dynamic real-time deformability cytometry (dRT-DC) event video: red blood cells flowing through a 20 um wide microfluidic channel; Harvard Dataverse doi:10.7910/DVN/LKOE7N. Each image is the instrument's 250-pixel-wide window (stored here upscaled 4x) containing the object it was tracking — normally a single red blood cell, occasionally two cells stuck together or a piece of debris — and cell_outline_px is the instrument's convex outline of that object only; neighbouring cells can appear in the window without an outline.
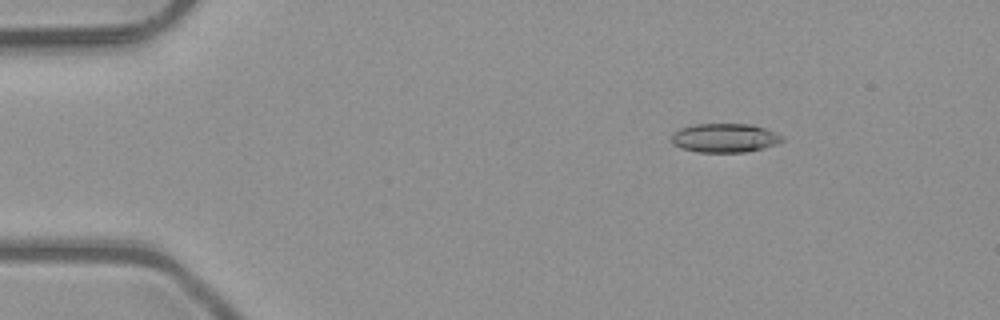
{"species": "common noctule bat (a hibernating species)", "species_latin": "Nyctalus noctula", "temperature_condition": "room temperature", "stored_images_in_passage": 7, "camera_frame_rate_fps": 3000, "um_per_image_px": 0.085, "animal": {"sex": "male", "body_mass_g": 23.1, "forearm_length_mm": 52.7}, "frame": {"image": 1, "passage_image": 3, "time_ms": 0.667, "image_size_px": [1000, 320], "cell_outline_px": [[784, 140], [776, 144], [764, 148], [744, 152], [696, 152], [680, 148], [672, 144], [672, 136], [680, 128], [696, 124], [752, 124], [764, 128], [784, 136]], "centroid_in_image_um": [61.61, 11.73], "position_along_channel_um": 23.4, "area_um2": 18.67}}
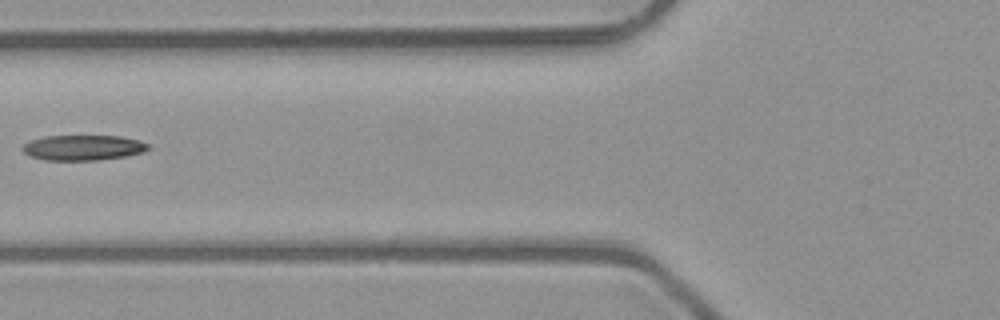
{"frame": {"image": 2, "passage_image": 6, "time_ms": 1.667, "image_size_px": [1000, 320], "cell_outline_px": [[152, 148], [144, 152], [128, 156], [100, 160], [44, 160], [28, 156], [20, 148], [28, 140], [44, 136], [120, 136], [140, 140], [148, 144]], "centroid_in_image_um": [7.06, 12.55], "position_along_channel_um": 118.7, "area_um2": 18.9}}
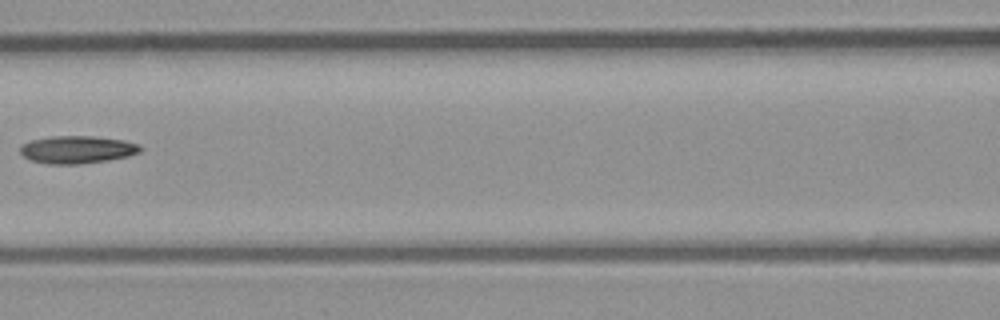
{"frame": {"image": 3, "passage_image": 7, "time_ms": 2.0, "image_size_px": [1000, 320], "cell_outline_px": [[144, 148], [140, 152], [128, 156], [108, 160], [80, 164], [48, 164], [32, 160], [24, 156], [20, 152], [20, 148], [24, 144], [32, 140], [52, 136], [92, 136], [124, 140], [140, 144]], "centroid_in_image_um": [6.62, 12.71], "position_along_channel_um": 160.0, "area_um2": 19.31}}